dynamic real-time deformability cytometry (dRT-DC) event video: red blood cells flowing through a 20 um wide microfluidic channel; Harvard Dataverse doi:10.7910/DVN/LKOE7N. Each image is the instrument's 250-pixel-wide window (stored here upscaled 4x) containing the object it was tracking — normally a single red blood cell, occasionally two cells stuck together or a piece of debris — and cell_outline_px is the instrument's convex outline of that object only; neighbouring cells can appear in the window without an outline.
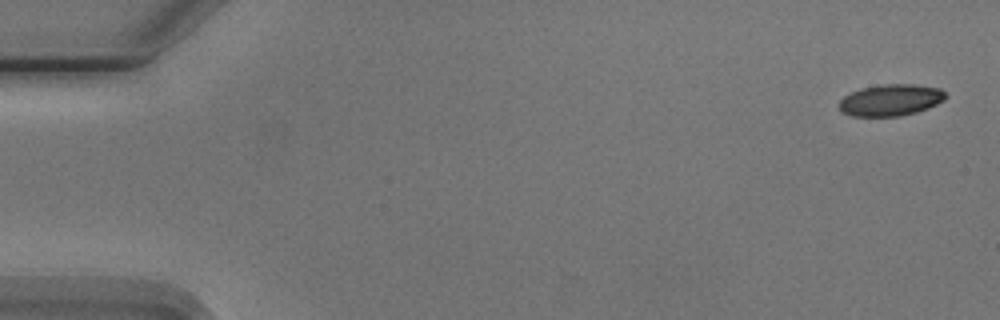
{"species": "Egyptian fruit bat (a non-hibernating species)", "species_latin": "Rousettus aegyptiacus", "temperature_condition": "cold", "stored_images_in_passage": 3, "camera_frame_rate_fps": 3000, "um_per_image_px": 0.085, "animal": {"sex": "male"}, "frame": {"image": 1, "passage_image": 1, "time_ms": 0.0, "image_size_px": [1000, 320], "cell_outline_px": [[948, 96], [944, 100], [928, 108], [916, 112], [900, 116], [852, 116], [840, 112], [836, 104], [844, 96], [860, 88], [884, 84], [916, 84], [940, 88]], "centroid_in_image_um": [75.68, 8.5], "position_along_channel_um": 9.3, "area_um2": 19.83}}